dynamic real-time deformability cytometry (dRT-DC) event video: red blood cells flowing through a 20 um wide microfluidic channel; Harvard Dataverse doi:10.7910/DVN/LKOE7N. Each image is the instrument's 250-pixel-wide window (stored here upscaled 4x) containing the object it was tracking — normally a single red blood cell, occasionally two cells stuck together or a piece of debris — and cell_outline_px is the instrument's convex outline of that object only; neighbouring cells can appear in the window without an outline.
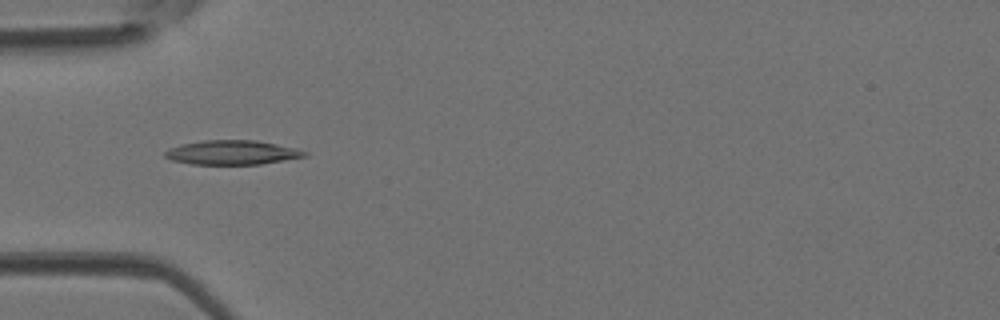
{"species": "Egyptian fruit bat (a non-hibernating species)", "species_latin": "Rousettus aegyptiacus", "temperature_condition": "room temperature", "stored_images_in_passage": 31, "camera_frame_rate_fps": 3000, "um_per_image_px": 0.085, "animal": {"sex": "female"}, "frame": {"image": 1, "passage_image": 1, "time_ms": 0.0, "image_size_px": [1000, 320], "cell_outline_px": [[308, 156], [260, 164], [192, 164], [172, 160], [164, 156], [164, 152], [168, 148], [180, 144], [204, 140], [256, 140], [296, 148], [308, 152]], "centroid_in_image_um": [19.72, 12.95], "position_along_channel_um": 65.3, "area_um2": 19.77}}
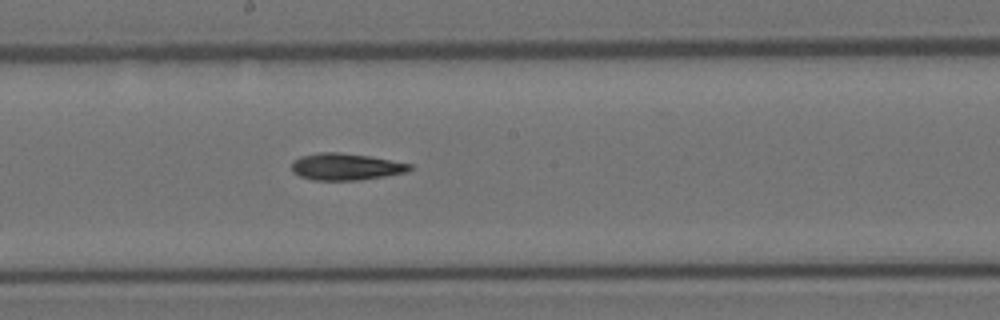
{"frame": {"image": 2, "passage_image": 11, "time_ms": 3.333, "image_size_px": [1000, 320], "cell_outline_px": [[412, 168], [408, 172], [384, 176], [356, 180], [312, 180], [300, 176], [292, 172], [292, 160], [300, 156], [320, 152], [340, 152], [368, 156], [412, 164]], "centroid_in_image_um": [29.36, 14.17], "position_along_channel_um": 218.8, "area_um2": 18.44}}
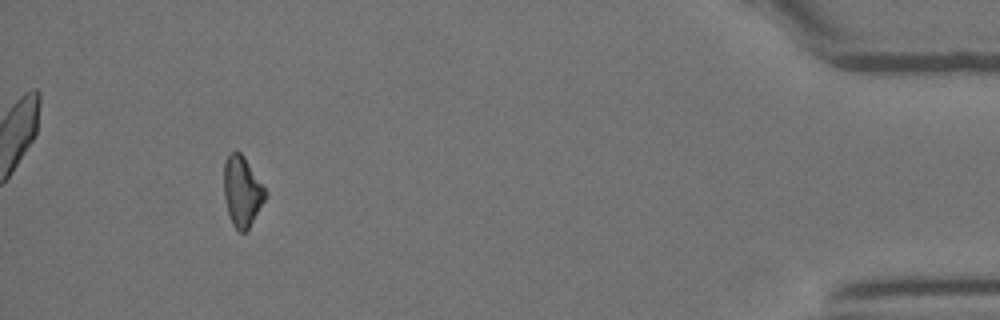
{"frame": {"image": 3, "passage_image": 28, "time_ms": 9.0, "image_size_px": [1000, 320], "cell_outline_px": [[268, 196], [248, 228], [244, 232], [240, 232], [232, 224], [224, 200], [224, 160], [232, 152], [240, 152], [244, 156], [268, 192]], "centroid_in_image_um": [20.59, 16.26], "position_along_channel_um": 414.6, "area_um2": 16.99}}